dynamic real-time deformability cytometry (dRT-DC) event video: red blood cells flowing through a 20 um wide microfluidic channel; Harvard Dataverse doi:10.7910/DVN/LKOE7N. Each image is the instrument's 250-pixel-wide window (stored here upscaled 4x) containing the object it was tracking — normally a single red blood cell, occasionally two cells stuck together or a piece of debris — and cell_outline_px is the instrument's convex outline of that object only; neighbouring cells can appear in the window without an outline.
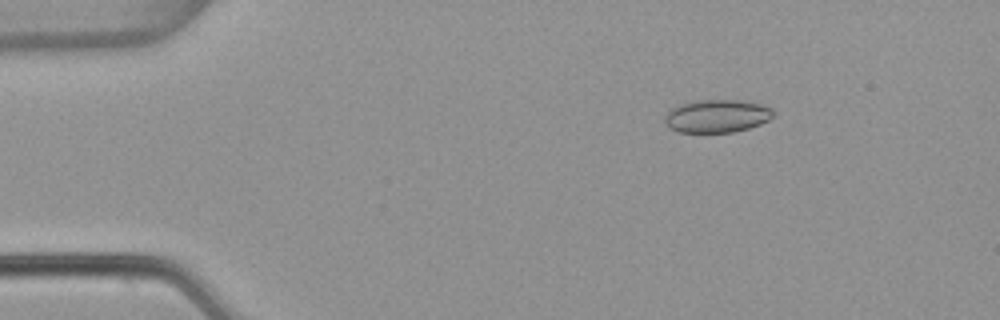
{"species": "common noctule bat (a hibernating species)", "species_latin": "Nyctalus noctula", "temperature_condition": "warm", "stored_images_in_passage": 5, "camera_frame_rate_fps": 3000, "um_per_image_px": 0.085, "animal": {"sex": "female", "body_mass_g": 22.7, "forearm_length_mm": 54.2}, "frame": {"image": 1, "passage_image": 2, "time_ms": 0.333, "image_size_px": [1000, 320], "cell_outline_px": [[772, 116], [768, 120], [760, 124], [748, 128], [732, 132], [680, 132], [668, 128], [664, 124], [664, 116], [672, 108], [680, 104], [696, 100], [740, 100], [760, 104], [772, 108]], "centroid_in_image_um": [60.89, 9.86], "position_along_channel_um": 24.1, "area_um2": 20.81}}
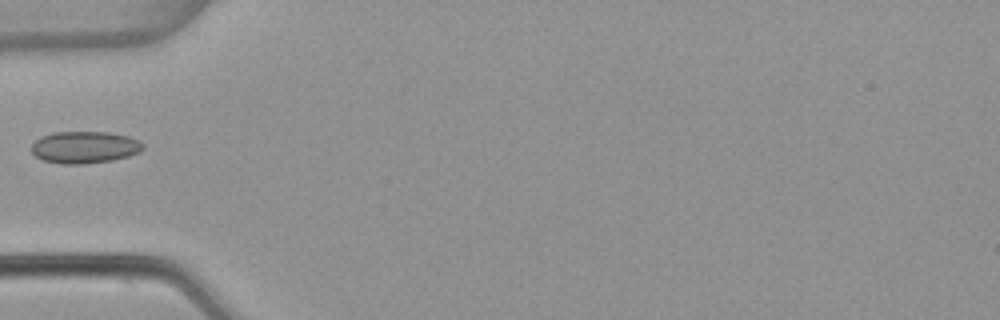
{"frame": {"image": 2, "passage_image": 5, "time_ms": 1.333, "image_size_px": [1000, 320], "cell_outline_px": [[144, 148], [140, 152], [128, 156], [112, 160], [84, 164], [64, 164], [44, 160], [36, 156], [32, 152], [32, 144], [40, 136], [52, 132], [108, 132], [128, 136], [140, 140], [144, 144]], "centroid_in_image_um": [7.21, 12.51], "position_along_channel_um": 77.8, "area_um2": 20.87}}